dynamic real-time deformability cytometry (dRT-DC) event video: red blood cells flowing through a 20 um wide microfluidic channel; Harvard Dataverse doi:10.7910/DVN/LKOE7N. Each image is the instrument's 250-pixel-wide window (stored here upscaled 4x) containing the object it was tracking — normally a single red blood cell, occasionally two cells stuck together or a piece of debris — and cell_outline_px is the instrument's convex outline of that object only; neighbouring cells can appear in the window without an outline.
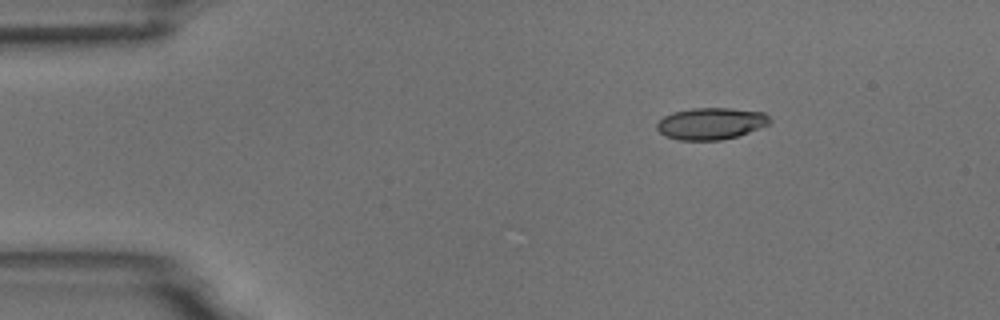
{"species": "common noctule bat (a hibernating species)", "species_latin": "Nyctalus noctula", "temperature_condition": "room temperature", "stored_images_in_passage": 3, "camera_frame_rate_fps": 3000, "um_per_image_px": 0.085, "animal": {"sex": "male", "body_mass_g": 18.8}, "frame": {"image": 1, "passage_image": 1, "time_ms": 0.0, "image_size_px": [1000, 320], "cell_outline_px": [[772, 120], [768, 124], [748, 132], [736, 136], [720, 140], [680, 140], [664, 136], [656, 128], [656, 124], [664, 116], [672, 112], [692, 108], [732, 108], [764, 112]], "centroid_in_image_um": [60.41, 10.49], "position_along_channel_um": 24.6, "area_um2": 20.87}}